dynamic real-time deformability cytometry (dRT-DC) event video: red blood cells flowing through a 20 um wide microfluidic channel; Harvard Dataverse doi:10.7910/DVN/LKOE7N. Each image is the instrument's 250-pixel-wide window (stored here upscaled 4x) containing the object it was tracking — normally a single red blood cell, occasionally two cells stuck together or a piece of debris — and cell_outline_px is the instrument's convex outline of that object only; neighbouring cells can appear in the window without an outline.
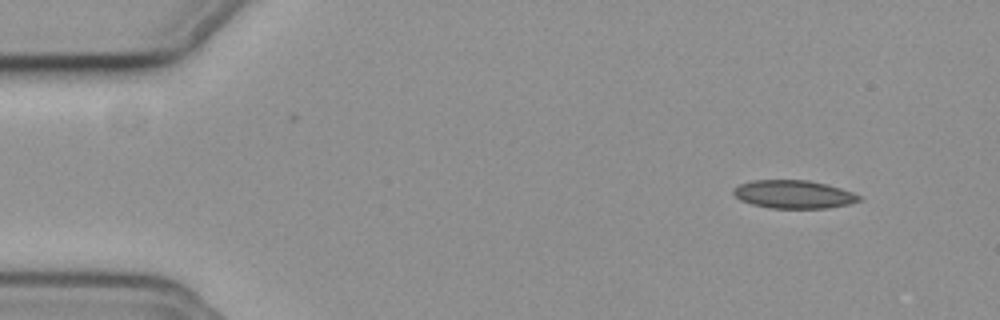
{"species": "common noctule bat (a hibernating species)", "species_latin": "Nyctalus noctula", "temperature_condition": "cold", "stored_images_in_passage": 51, "camera_frame_rate_fps": 3000, "um_per_image_px": 0.085, "animal": {"sex": "female", "body_mass_g": 19.3, "forearm_length_mm": 54.1}, "frame": {"image": 1, "passage_image": 1, "time_ms": 0.0, "image_size_px": [1000, 320], "cell_outline_px": [[864, 200], [848, 204], [828, 208], [772, 208], [752, 204], [740, 200], [732, 192], [732, 188], [740, 184], [752, 180], [808, 180], [828, 184], [864, 196]], "centroid_in_image_um": [67.5, 16.51], "position_along_channel_um": 17.5, "area_um2": 20.81}}
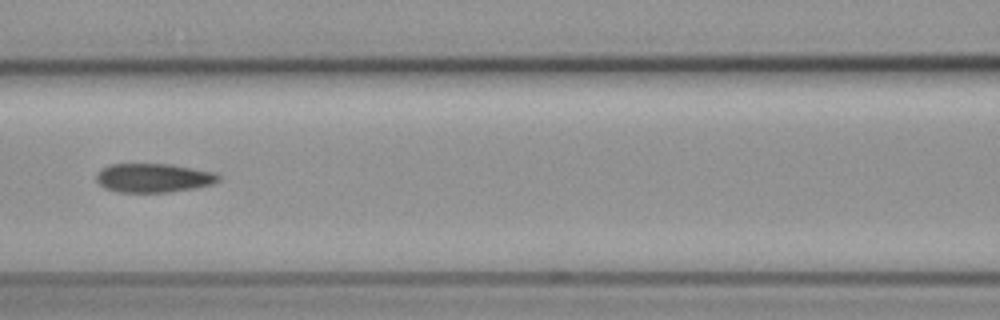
{"frame": {"image": 2, "passage_image": 20, "time_ms": 6.333, "image_size_px": [1000, 320], "cell_outline_px": [[220, 180], [212, 184], [196, 188], [168, 192], [116, 192], [104, 188], [96, 180], [96, 172], [112, 164], [172, 164], [216, 172], [220, 176]], "centroid_in_image_um": [13.07, 15.12], "position_along_channel_um": 153.5, "area_um2": 20.75}}
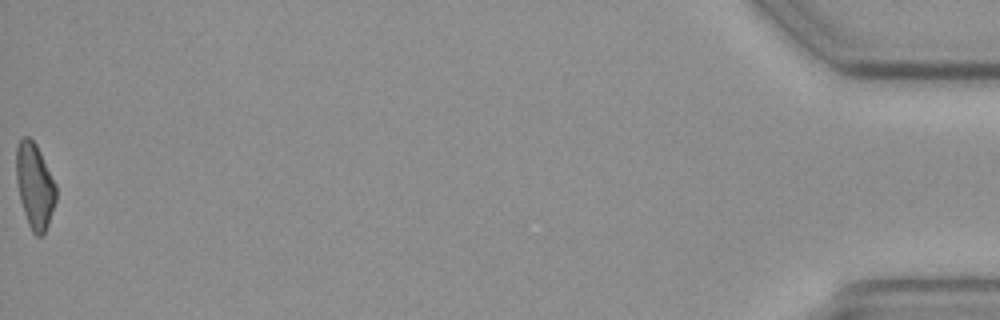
{"frame": {"image": 3, "passage_image": 51, "time_ms": 16.667, "image_size_px": [1000, 320], "cell_outline_px": [[56, 200], [44, 236], [36, 236], [32, 232], [28, 224], [20, 200], [16, 180], [16, 144], [24, 136], [28, 136], [36, 144], [56, 184]], "centroid_in_image_um": [2.94, 15.8], "position_along_channel_um": 432.3, "area_um2": 19.83}, "authors_computed_cell_mechanics": {"area_um2": 20.5768, "velocity_mm_per_s": 3.7561, "shape_relaxation_time_tau1_ms": null, "shape_relaxation_time_tau2_ms": 9.7774, "deformation_change_tau1": null, "deformation_change_tau2": 0.1762}}